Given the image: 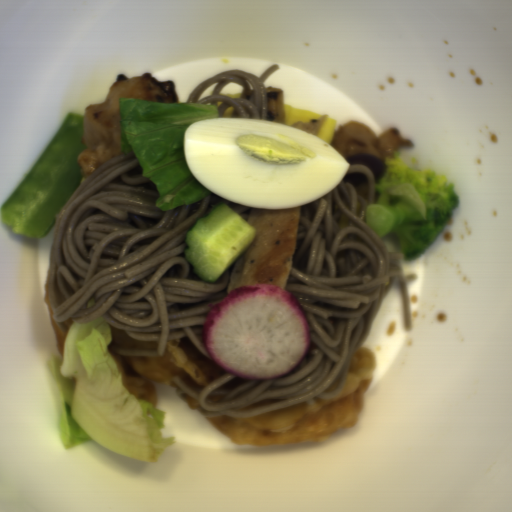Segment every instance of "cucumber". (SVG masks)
I'll use <instances>...</instances> for the list:
<instances>
[{
    "mask_svg": "<svg viewBox=\"0 0 512 512\" xmlns=\"http://www.w3.org/2000/svg\"><path fill=\"white\" fill-rule=\"evenodd\" d=\"M256 234V227L226 202L214 204L188 230L185 259L197 279L213 284L246 253Z\"/></svg>",
    "mask_w": 512,
    "mask_h": 512,
    "instance_id": "obj_1",
    "label": "cucumber"
}]
</instances>
